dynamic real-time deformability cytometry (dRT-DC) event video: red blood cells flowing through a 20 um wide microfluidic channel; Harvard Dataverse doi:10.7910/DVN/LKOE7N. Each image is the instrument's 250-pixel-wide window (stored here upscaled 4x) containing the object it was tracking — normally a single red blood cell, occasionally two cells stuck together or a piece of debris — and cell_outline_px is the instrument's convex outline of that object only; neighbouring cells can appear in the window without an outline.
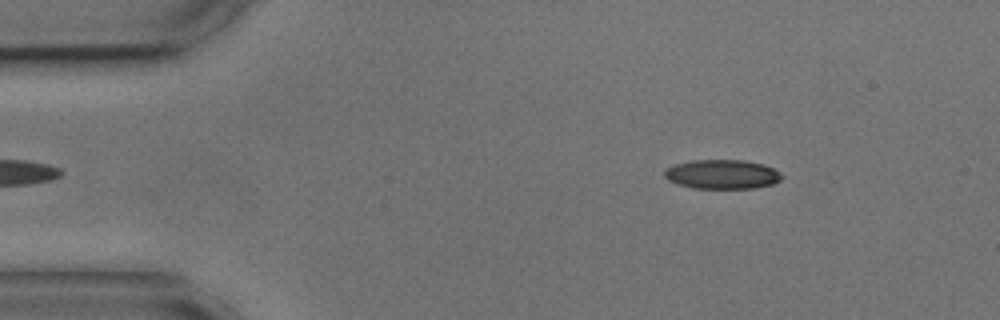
{"species": "common noctule bat (a hibernating species)", "species_latin": "Nyctalus noctula", "temperature_condition": "cold", "stored_images_in_passage": 4, "camera_frame_rate_fps": 3000, "um_per_image_px": 0.085, "animal": {"sex": "male", "body_mass_g": 17.9, "forearm_length_mm": 54.2}, "frame": {"image": 1, "passage_image": 4, "time_ms": 4.333, "image_size_px": [1000, 320], "cell_outline_px": [[784, 176], [780, 180], [772, 184], [752, 188], [692, 188], [676, 184], [668, 180], [664, 176], [664, 172], [668, 168], [676, 164], [692, 160], [744, 160], [764, 164], [780, 172]], "centroid_in_image_um": [61.39, 14.81], "position_along_channel_um": 23.6, "area_um2": 20.0}}